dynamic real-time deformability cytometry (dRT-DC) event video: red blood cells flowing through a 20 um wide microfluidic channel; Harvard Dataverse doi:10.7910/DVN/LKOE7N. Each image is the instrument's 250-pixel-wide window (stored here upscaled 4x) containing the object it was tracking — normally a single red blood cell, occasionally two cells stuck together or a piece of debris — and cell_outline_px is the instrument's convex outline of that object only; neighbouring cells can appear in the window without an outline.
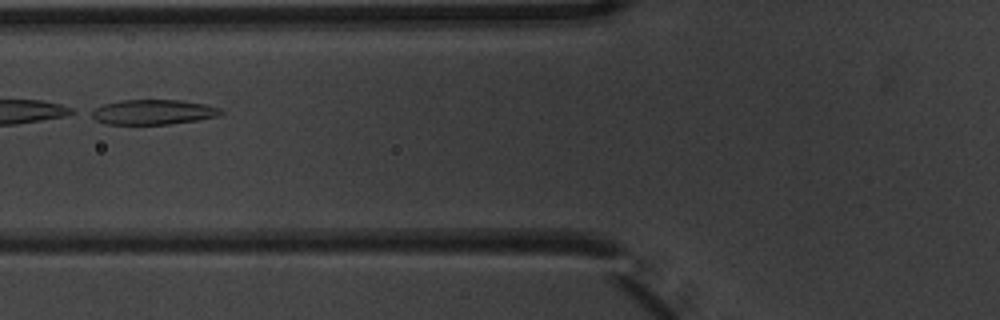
{"species": "common noctule bat (a hibernating species)", "species_latin": "Nyctalus noctula", "temperature_condition": "warm", "stored_images_in_passage": 4, "camera_frame_rate_fps": 3000, "um_per_image_px": 0.085, "animal": {"sex": "male", "body_mass_g": 20.1, "forearm_length_mm": 53.5}, "frame": {"image": 1, "passage_image": 2, "time_ms": 0.333, "image_size_px": [1000, 320], "cell_outline_px": [[224, 112], [220, 116], [200, 120], [168, 124], [104, 124], [96, 120], [84, 112], [92, 108], [104, 104], [124, 100], [180, 100], [204, 104], [220, 108]], "centroid_in_image_um": [12.96, 9.53], "position_along_channel_um": 112.8, "area_um2": 19.13}}
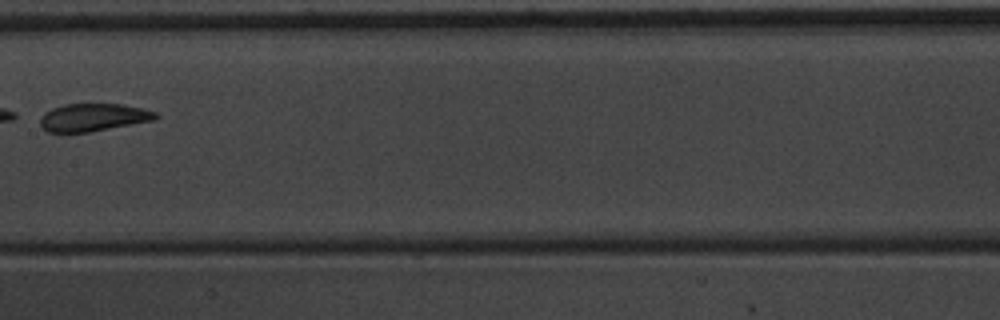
{"frame": {"image": 2, "passage_image": 4, "time_ms": 1.0, "image_size_px": [1000, 320], "cell_outline_px": [[160, 116], [156, 120], [88, 132], [48, 132], [40, 124], [40, 116], [44, 112], [52, 108], [64, 104], [124, 104], [156, 112]], "centroid_in_image_um": [7.93, 9.97], "position_along_channel_um": 199.5, "area_um2": 18.67}}